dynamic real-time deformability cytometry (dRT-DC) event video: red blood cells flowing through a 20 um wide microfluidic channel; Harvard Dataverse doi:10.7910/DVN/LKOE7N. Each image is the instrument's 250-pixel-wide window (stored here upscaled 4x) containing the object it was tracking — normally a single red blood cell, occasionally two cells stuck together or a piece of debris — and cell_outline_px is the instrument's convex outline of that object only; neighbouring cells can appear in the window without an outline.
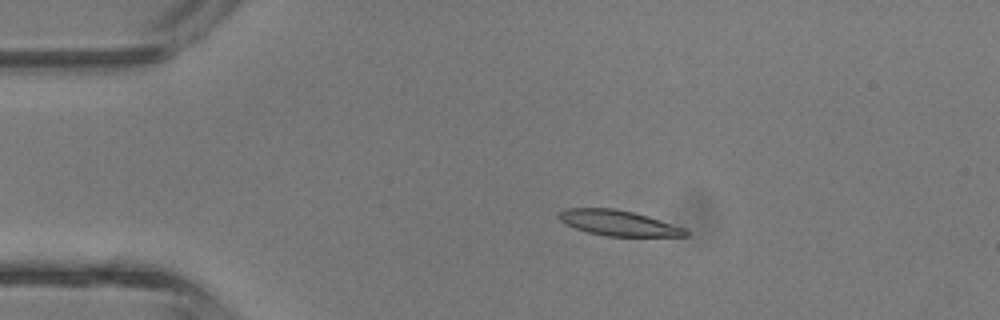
{"species": "common noctule bat (a hibernating species)", "species_latin": "Nyctalus noctula", "temperature_condition": "room temperature", "stored_images_in_passage": 41, "camera_frame_rate_fps": 3000, "um_per_image_px": 0.085, "animal": {"sex": "male", "body_mass_g": 13.3}, "frame": {"image": 1, "passage_image": 6, "time_ms": 1.667, "image_size_px": [1000, 320], "cell_outline_px": [[688, 236], [608, 236], [588, 232], [576, 228], [560, 220], [556, 216], [564, 208], [616, 208], [648, 216], [684, 228], [688, 232]], "centroid_in_image_um": [52.54, 18.94], "position_along_channel_um": 32.5, "area_um2": 18.55}}
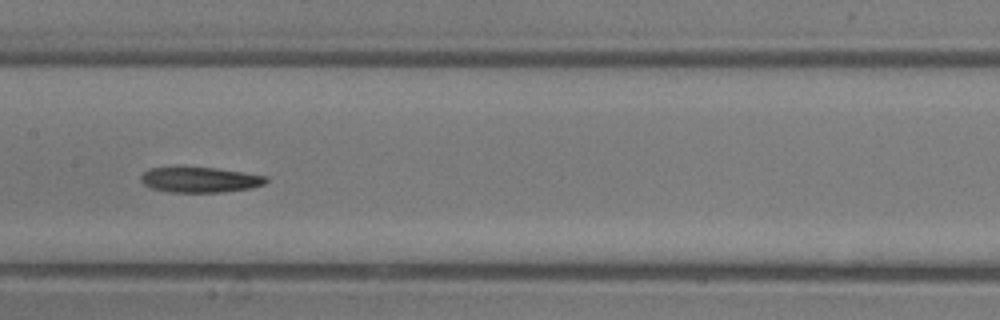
{"frame": {"image": 2, "passage_image": 19, "time_ms": 6.0, "image_size_px": [1000, 320], "cell_outline_px": [[268, 180], [264, 184], [252, 188], [220, 192], [168, 192], [152, 188], [144, 184], [140, 180], [140, 176], [148, 168], [176, 164], [216, 168], [268, 176]], "centroid_in_image_um": [16.92, 15.23], "position_along_channel_um": 190.5, "area_um2": 19.31}}
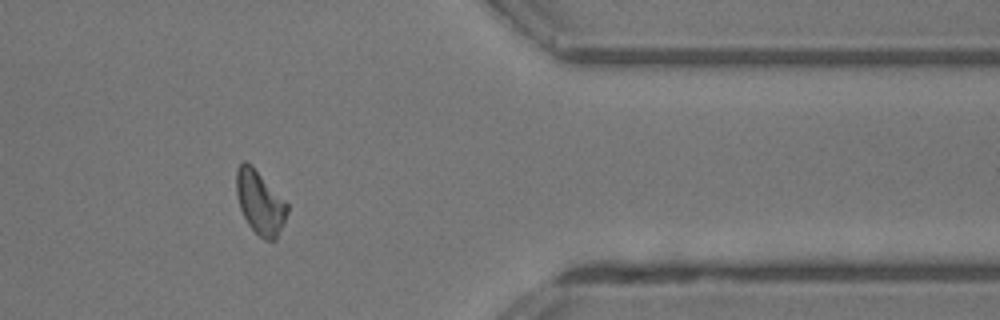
{"frame": {"image": 3, "passage_image": 33, "time_ms": 10.667, "image_size_px": [1000, 320], "cell_outline_px": [[288, 212], [276, 240], [264, 240], [248, 224], [240, 208], [236, 192], [236, 168], [244, 160], [252, 164], [288, 204]], "centroid_in_image_um": [22.09, 17.18], "position_along_channel_um": 389.3, "area_um2": 18.79}, "authors_computed_cell_mechanics": {"area_um2": 18.9584, "velocity_mm_per_s": 4.7315, "shape_relaxation_time_tau1_ms": 5.9656, "shape_relaxation_time_tau2_ms": 4.4828, "deformation_change_tau1": 0.1732, "deformation_change_tau2": 0.1185}}